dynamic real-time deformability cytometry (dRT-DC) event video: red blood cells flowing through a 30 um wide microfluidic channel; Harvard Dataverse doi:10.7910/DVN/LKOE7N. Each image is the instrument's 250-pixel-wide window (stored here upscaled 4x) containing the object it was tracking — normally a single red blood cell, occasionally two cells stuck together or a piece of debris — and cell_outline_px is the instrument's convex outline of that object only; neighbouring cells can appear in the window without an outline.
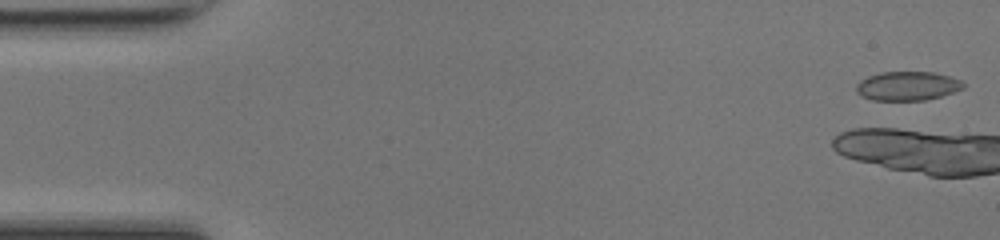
{"species": "common noctule bat (a hibernating species)", "species_latin": "Nyctalus noctula", "temperature_condition": "room temperature", "stored_images_in_passage": 5, "camera_frame_rate_fps": 3000, "um_per_image_px": 0.085, "animal": {"sex": "female", "body_mass_g": 17.0, "forearm_length_mm": 48.0}, "frame": {"image": 1, "passage_image": 1, "time_ms": 0.0, "image_size_px": [1000, 240], "cell_outline_px": [[964, 88], [940, 96], [924, 100], [872, 100], [860, 96], [856, 92], [856, 84], [860, 80], [868, 76], [880, 72], [932, 72], [948, 76], [960, 80], [964, 84]], "centroid_in_image_um": [77.08, 7.31], "position_along_channel_um": 7.9, "area_um2": 18.03}}